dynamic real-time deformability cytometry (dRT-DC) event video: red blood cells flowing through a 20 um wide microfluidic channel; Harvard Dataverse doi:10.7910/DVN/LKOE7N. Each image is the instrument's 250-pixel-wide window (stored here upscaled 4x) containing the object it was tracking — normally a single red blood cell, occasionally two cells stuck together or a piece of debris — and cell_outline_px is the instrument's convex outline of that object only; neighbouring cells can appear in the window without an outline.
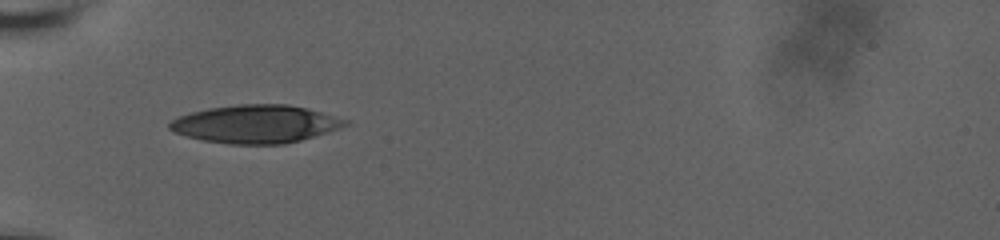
{"species": "human", "species_latin": "Homo sapiens", "temperature_condition": "room temperature", "stored_images_in_passage": 2, "camera_frame_rate_fps": 3000, "um_per_image_px": 0.085, "donor": {"sex": "male"}, "frame": {"image": 1, "passage_image": 1, "time_ms": 0.0, "image_size_px": [1000, 240], "cell_outline_px": [[352, 124], [340, 128], [300, 140], [284, 144], [228, 144], [204, 140], [172, 132], [168, 128], [168, 124], [172, 120], [180, 116], [192, 112], [208, 108], [236, 104], [288, 104], [308, 108], [348, 120]], "centroid_in_image_um": [21.74, 10.53], "position_along_channel_um": 63.3, "area_um2": 38.9}}